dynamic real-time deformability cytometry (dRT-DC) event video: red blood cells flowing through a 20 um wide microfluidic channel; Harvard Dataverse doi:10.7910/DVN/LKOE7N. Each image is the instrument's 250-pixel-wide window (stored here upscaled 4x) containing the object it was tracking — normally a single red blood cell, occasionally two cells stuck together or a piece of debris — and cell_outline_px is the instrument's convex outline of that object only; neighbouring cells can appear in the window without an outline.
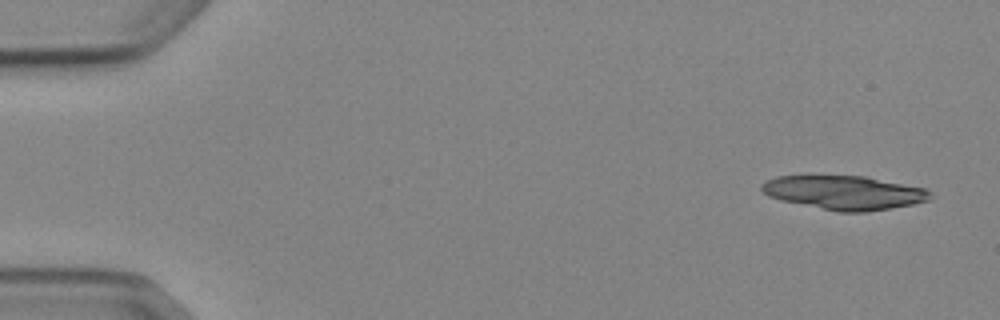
{"species": "Egyptian fruit bat (a non-hibernating species)", "species_latin": "Rousettus aegyptiacus", "temperature_condition": "cold", "stored_images_in_passage": 6, "camera_frame_rate_fps": 3000, "um_per_image_px": 0.085, "animal": {"sex": "female"}, "frame": {"image": 1, "passage_image": 1, "time_ms": 0.0, "image_size_px": [1000, 320], "cell_outline_px": [[932, 196], [928, 200], [912, 204], [864, 212], [840, 212], [780, 200], [768, 196], [760, 188], [760, 184], [776, 176], [804, 172], [812, 172], [864, 176], [924, 188], [932, 192]], "centroid_in_image_um": [71.64, 16.31], "position_along_channel_um": 13.4, "area_um2": 34.33}}